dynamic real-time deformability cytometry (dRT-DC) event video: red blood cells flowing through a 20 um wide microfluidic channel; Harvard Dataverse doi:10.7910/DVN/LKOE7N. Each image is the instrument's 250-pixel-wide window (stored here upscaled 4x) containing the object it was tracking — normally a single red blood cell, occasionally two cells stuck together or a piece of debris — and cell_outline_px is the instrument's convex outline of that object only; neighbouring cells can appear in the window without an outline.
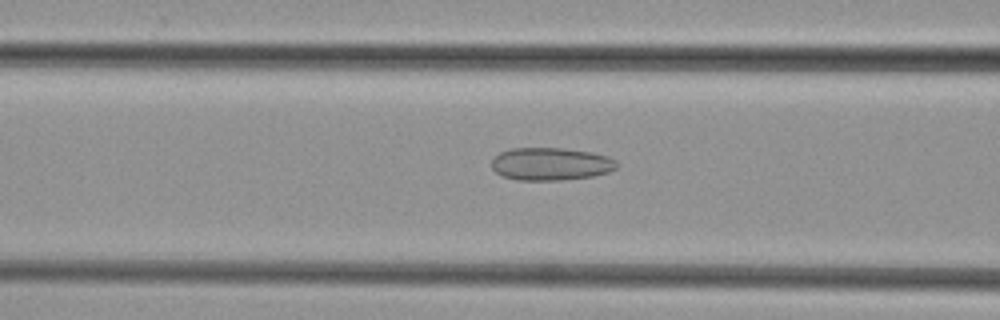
{"species": "common noctule bat (a hibernating species)", "species_latin": "Nyctalus noctula", "temperature_condition": "cold", "stored_images_in_passage": 42, "camera_frame_rate_fps": 3000, "um_per_image_px": 0.085, "animal": {"sex": "female", "body_mass_g": 29.2, "forearm_length_mm": 56.3}, "frame": {"image": 1, "passage_image": 13, "time_ms": 4.0, "image_size_px": [1000, 320], "cell_outline_px": [[616, 168], [608, 172], [592, 176], [560, 180], [516, 180], [500, 176], [492, 168], [492, 160], [500, 152], [512, 148], [560, 148], [592, 152], [608, 156], [616, 160]], "centroid_in_image_um": [46.79, 13.94], "position_along_channel_um": 119.8, "area_um2": 23.87}}
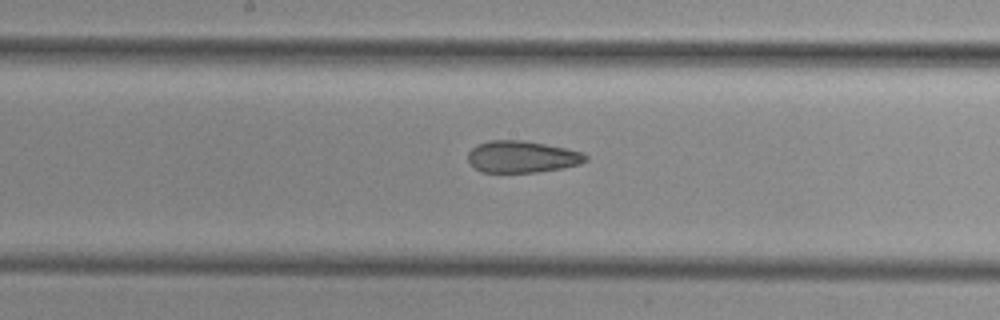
{"frame": {"image": 2, "passage_image": 19, "time_ms": 6.0, "image_size_px": [1000, 320], "cell_outline_px": [[588, 160], [580, 164], [564, 168], [536, 172], [480, 172], [468, 160], [468, 152], [476, 144], [488, 140], [524, 140], [584, 152], [588, 156]], "centroid_in_image_um": [44.38, 13.32], "position_along_channel_um": 203.8, "area_um2": 21.91}}
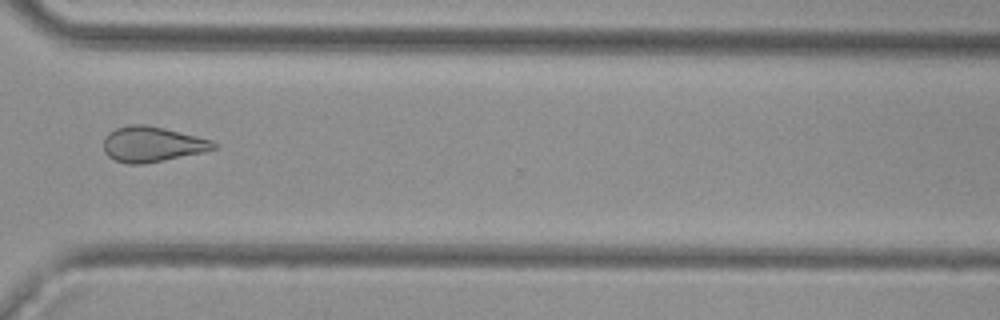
{"frame": {"image": 3, "passage_image": 30, "time_ms": 9.667, "image_size_px": [1000, 320], "cell_outline_px": [[220, 148], [204, 152], [144, 164], [128, 164], [116, 160], [108, 156], [104, 152], [104, 136], [108, 132], [116, 128], [128, 124], [144, 124], [164, 128], [212, 140], [220, 144]], "centroid_in_image_um": [12.96, 12.26], "position_along_channel_um": 357.6, "area_um2": 22.89}}